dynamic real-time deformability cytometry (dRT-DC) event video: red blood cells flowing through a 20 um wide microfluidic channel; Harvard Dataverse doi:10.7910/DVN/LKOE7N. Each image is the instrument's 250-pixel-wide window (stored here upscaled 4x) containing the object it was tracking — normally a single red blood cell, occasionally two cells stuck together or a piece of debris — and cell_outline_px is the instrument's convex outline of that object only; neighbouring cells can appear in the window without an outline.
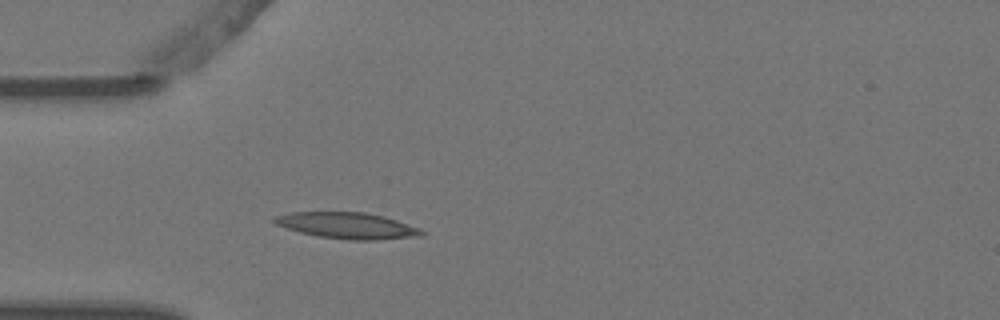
{"species": "Egyptian fruit bat (a non-hibernating species)", "species_latin": "Rousettus aegyptiacus", "temperature_condition": "warm", "stored_images_in_passage": 3, "camera_frame_rate_fps": 3000, "um_per_image_px": 0.085, "animal": {"sex": "female"}, "frame": {"image": 1, "passage_image": 3, "time_ms": 0.667, "image_size_px": [1000, 320], "cell_outline_px": [[424, 236], [376, 240], [348, 240], [320, 236], [300, 232], [276, 224], [272, 220], [276, 216], [292, 212], [364, 212], [396, 220], [420, 228], [424, 232]], "centroid_in_image_um": [29.56, 19.18], "position_along_channel_um": 55.4, "area_um2": 22.25}}